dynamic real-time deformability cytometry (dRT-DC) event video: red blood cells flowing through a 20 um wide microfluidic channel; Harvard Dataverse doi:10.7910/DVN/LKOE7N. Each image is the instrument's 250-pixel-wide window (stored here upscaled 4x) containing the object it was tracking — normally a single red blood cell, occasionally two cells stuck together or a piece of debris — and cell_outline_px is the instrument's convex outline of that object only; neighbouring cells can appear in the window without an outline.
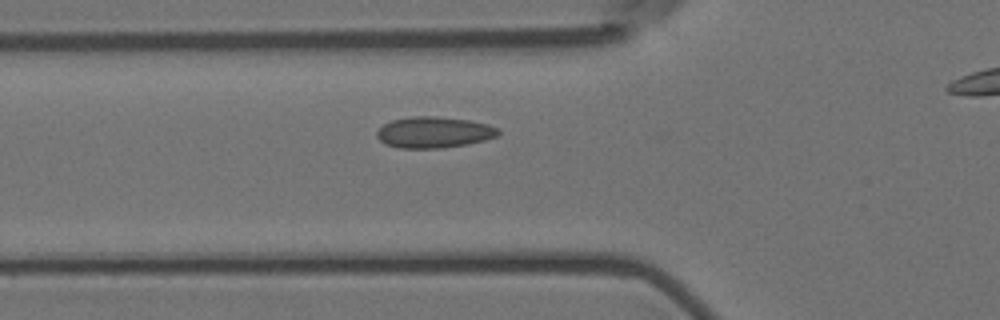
{"species": "Egyptian fruit bat (a non-hibernating species)", "species_latin": "Rousettus aegyptiacus", "temperature_condition": "room temperature", "stored_images_in_passage": 4, "camera_frame_rate_fps": 3000, "um_per_image_px": 0.085, "animal": {"sex": "female"}, "frame": {"image": 1, "passage_image": 4, "time_ms": 1.0, "image_size_px": [1000, 320], "cell_outline_px": [[500, 132], [496, 136], [484, 140], [468, 144], [440, 148], [400, 148], [384, 144], [376, 136], [376, 132], [384, 124], [392, 120], [412, 116], [436, 116], [468, 120], [488, 124], [500, 128]], "centroid_in_image_um": [36.88, 11.24], "position_along_channel_um": 88.9, "area_um2": 22.08}}